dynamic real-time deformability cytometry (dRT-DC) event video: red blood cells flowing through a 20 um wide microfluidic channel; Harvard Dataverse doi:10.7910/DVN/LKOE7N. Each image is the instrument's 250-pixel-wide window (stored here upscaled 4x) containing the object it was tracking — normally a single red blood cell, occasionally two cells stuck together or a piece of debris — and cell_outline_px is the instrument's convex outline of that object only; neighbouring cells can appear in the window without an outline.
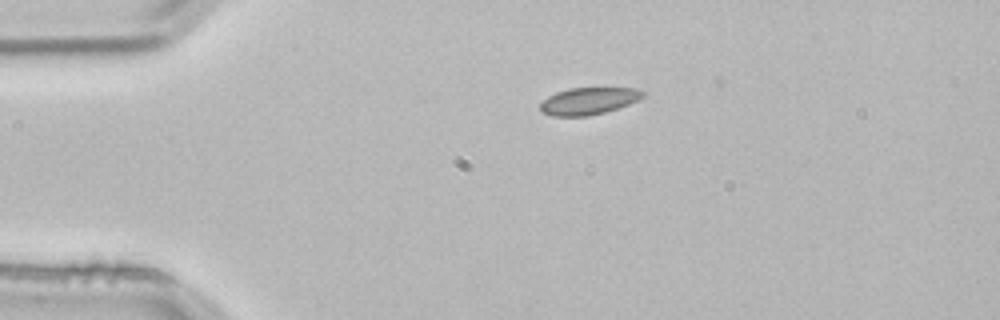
{"species": "common noctule bat (a hibernating species)", "species_latin": "Nyctalus noctula", "temperature_condition": "room temperature", "stored_images_in_passage": 2, "camera_frame_rate_fps": 3000, "um_per_image_px": 0.085, "animal": {"sex": "male", "body_mass_g": 21.5, "forearm_length_mm": 52.0}, "frame": {"image": 1, "passage_image": 1, "time_ms": 0.0, "image_size_px": [1000, 320], "cell_outline_px": [[648, 92], [644, 96], [628, 104], [604, 112], [588, 116], [552, 116], [540, 112], [540, 104], [548, 96], [556, 92], [568, 88], [636, 88]], "centroid_in_image_um": [50.01, 8.58], "position_along_channel_um": 35.0, "area_um2": 16.18}}
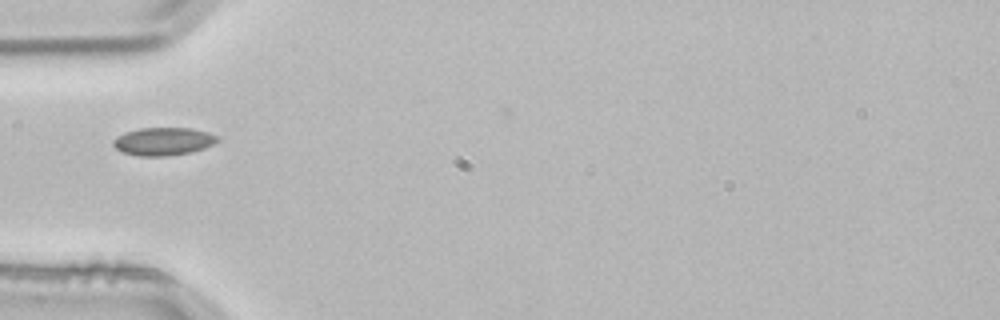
{"frame": {"image": 2, "passage_image": 2, "time_ms": 0.333, "image_size_px": [1000, 320], "cell_outline_px": [[220, 140], [204, 148], [188, 152], [164, 156], [140, 156], [120, 152], [112, 144], [112, 140], [116, 136], [124, 132], [140, 128], [192, 128], [208, 132], [220, 136]], "centroid_in_image_um": [13.86, 12.01], "position_along_channel_um": 71.1, "area_um2": 17.05}}